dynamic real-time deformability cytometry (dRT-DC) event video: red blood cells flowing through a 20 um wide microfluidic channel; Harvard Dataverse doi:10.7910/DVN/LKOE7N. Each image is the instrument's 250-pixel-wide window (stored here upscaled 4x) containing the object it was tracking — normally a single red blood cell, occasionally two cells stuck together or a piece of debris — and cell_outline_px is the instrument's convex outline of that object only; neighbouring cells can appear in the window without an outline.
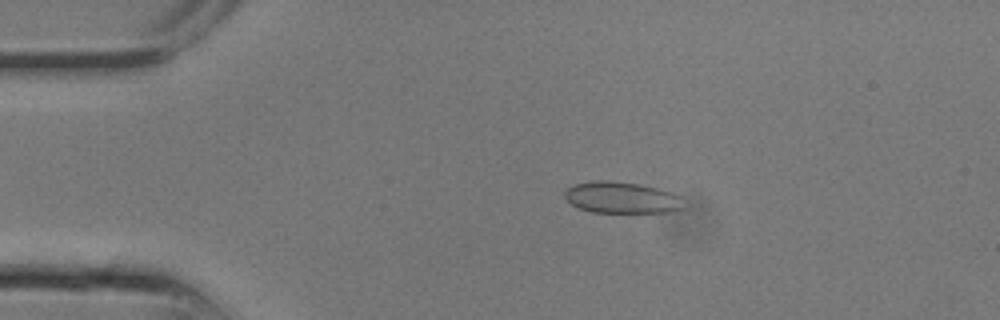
{"species": "common noctule bat (a hibernating species)", "species_latin": "Nyctalus noctula", "temperature_condition": "room temperature", "stored_images_in_passage": 8, "camera_frame_rate_fps": 3000, "um_per_image_px": 0.085, "animal": {"sex": "male", "body_mass_g": 13.3}, "frame": {"image": 1, "passage_image": 5, "time_ms": 1.333, "image_size_px": [1000, 320], "cell_outline_px": [[684, 208], [676, 212], [592, 212], [576, 208], [564, 196], [564, 192], [568, 188], [576, 184], [592, 180], [608, 180], [636, 184], [656, 188], [672, 192], [680, 196]], "centroid_in_image_um": [52.84, 16.8], "position_along_channel_um": 32.2, "area_um2": 21.79}}